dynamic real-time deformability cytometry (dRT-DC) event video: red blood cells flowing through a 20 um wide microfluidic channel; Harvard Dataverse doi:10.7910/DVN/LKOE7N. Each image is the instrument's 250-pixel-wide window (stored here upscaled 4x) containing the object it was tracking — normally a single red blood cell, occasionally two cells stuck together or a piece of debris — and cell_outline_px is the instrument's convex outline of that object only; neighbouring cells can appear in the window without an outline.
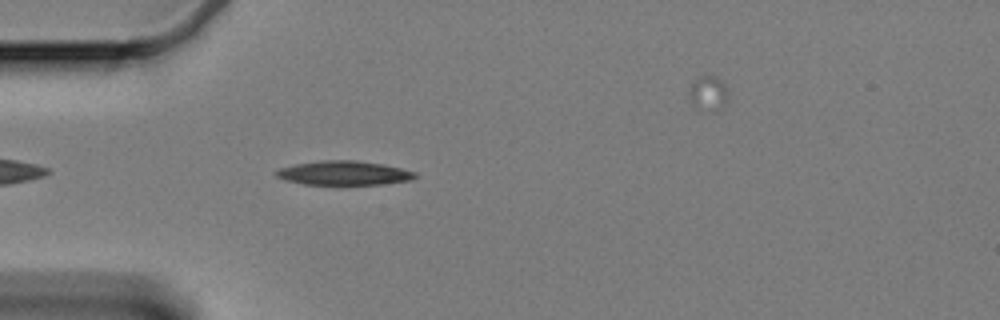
{"species": "Egyptian fruit bat (a non-hibernating species)", "species_latin": "Rousettus aegyptiacus", "temperature_condition": "cold", "stored_images_in_passage": 43, "camera_frame_rate_fps": 3000, "um_per_image_px": 0.085, "animal": {"sex": "female"}, "frame": {"image": 1, "passage_image": 5, "time_ms": 1.333, "image_size_px": [1000, 320], "cell_outline_px": [[416, 176], [412, 180], [380, 184], [340, 188], [304, 184], [284, 180], [276, 176], [276, 172], [280, 168], [296, 164], [320, 160], [356, 160], [384, 164], [416, 172]], "centroid_in_image_um": [29.22, 14.75], "position_along_channel_um": 55.8, "area_um2": 20.52}}
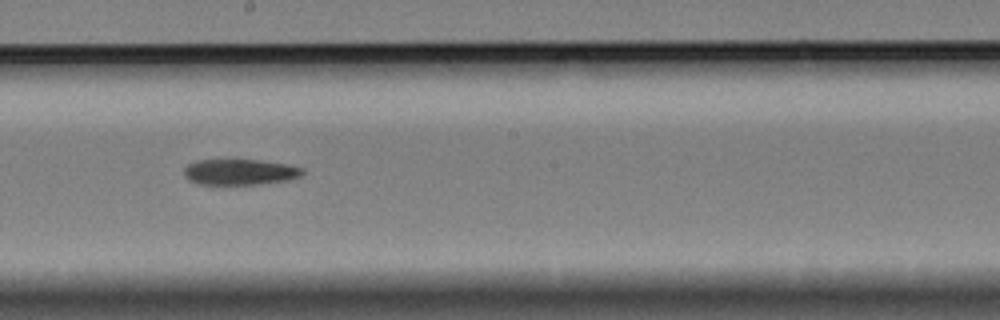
{"frame": {"image": 2, "passage_image": 21, "time_ms": 6.667, "image_size_px": [1000, 320], "cell_outline_px": [[304, 172], [300, 176], [288, 180], [260, 184], [196, 184], [188, 180], [184, 176], [184, 168], [188, 164], [196, 160], [256, 160], [288, 164], [304, 168]], "centroid_in_image_um": [20.37, 14.62], "position_along_channel_um": 227.8, "area_um2": 17.86}}
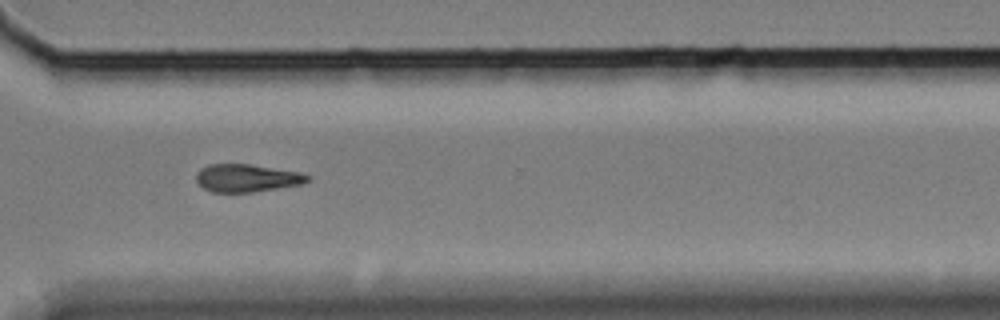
{"frame": {"image": 3, "passage_image": 32, "time_ms": 10.333, "image_size_px": [1000, 320], "cell_outline_px": [[312, 180], [300, 184], [252, 192], [212, 192], [204, 188], [196, 180], [196, 172], [200, 168], [208, 164], [248, 164], [300, 172], [312, 176]], "centroid_in_image_um": [20.98, 15.12], "position_along_channel_um": 349.6, "area_um2": 17.98}, "authors_computed_cell_mechanics": {"area_um2": 19.0162, "velocity_mm_per_s": 3.3211, "shape_relaxation_time_tau1_ms": 3.7016, "shape_relaxation_time_tau2_ms": null, "deformation_change_tau1": 0.1042, "deformation_change_tau2": null}}